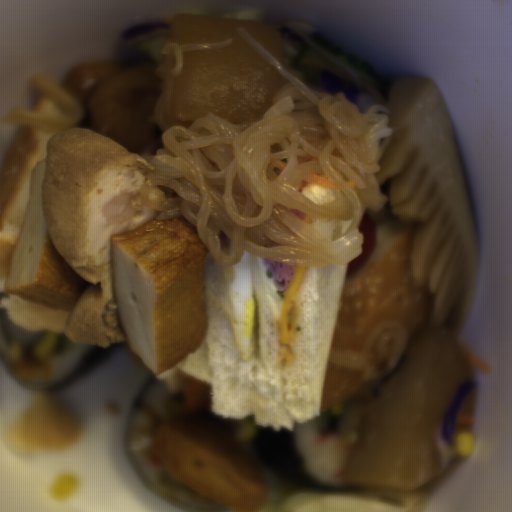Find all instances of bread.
<instances>
[{
	"instance_id": "bread-3",
	"label": "bread",
	"mask_w": 512,
	"mask_h": 512,
	"mask_svg": "<svg viewBox=\"0 0 512 512\" xmlns=\"http://www.w3.org/2000/svg\"><path fill=\"white\" fill-rule=\"evenodd\" d=\"M54 134L27 122L18 128L0 165V312L21 329L64 332L71 311L29 302L5 291L9 258L30 200L32 171L46 156L48 140Z\"/></svg>"
},
{
	"instance_id": "bread-5",
	"label": "bread",
	"mask_w": 512,
	"mask_h": 512,
	"mask_svg": "<svg viewBox=\"0 0 512 512\" xmlns=\"http://www.w3.org/2000/svg\"><path fill=\"white\" fill-rule=\"evenodd\" d=\"M289 211L328 240L338 239L345 235L354 221V216L350 219L318 218L297 209Z\"/></svg>"
},
{
	"instance_id": "bread-4",
	"label": "bread",
	"mask_w": 512,
	"mask_h": 512,
	"mask_svg": "<svg viewBox=\"0 0 512 512\" xmlns=\"http://www.w3.org/2000/svg\"><path fill=\"white\" fill-rule=\"evenodd\" d=\"M294 188L318 205L333 201L337 192H342L336 180H331L324 172L305 177Z\"/></svg>"
},
{
	"instance_id": "bread-2",
	"label": "bread",
	"mask_w": 512,
	"mask_h": 512,
	"mask_svg": "<svg viewBox=\"0 0 512 512\" xmlns=\"http://www.w3.org/2000/svg\"><path fill=\"white\" fill-rule=\"evenodd\" d=\"M422 222L406 224L391 204L365 210L357 257L345 263L321 410L371 390L399 371L429 325L428 283L415 285L410 255Z\"/></svg>"
},
{
	"instance_id": "bread-1",
	"label": "bread",
	"mask_w": 512,
	"mask_h": 512,
	"mask_svg": "<svg viewBox=\"0 0 512 512\" xmlns=\"http://www.w3.org/2000/svg\"><path fill=\"white\" fill-rule=\"evenodd\" d=\"M346 263L305 268L296 292L298 319L280 344L285 289L268 274L266 258L252 253L255 351L241 355L231 314L230 276L207 248L203 271L206 312L200 347L176 364L206 385L212 414L253 418L289 430L321 414L343 291Z\"/></svg>"
}]
</instances>
